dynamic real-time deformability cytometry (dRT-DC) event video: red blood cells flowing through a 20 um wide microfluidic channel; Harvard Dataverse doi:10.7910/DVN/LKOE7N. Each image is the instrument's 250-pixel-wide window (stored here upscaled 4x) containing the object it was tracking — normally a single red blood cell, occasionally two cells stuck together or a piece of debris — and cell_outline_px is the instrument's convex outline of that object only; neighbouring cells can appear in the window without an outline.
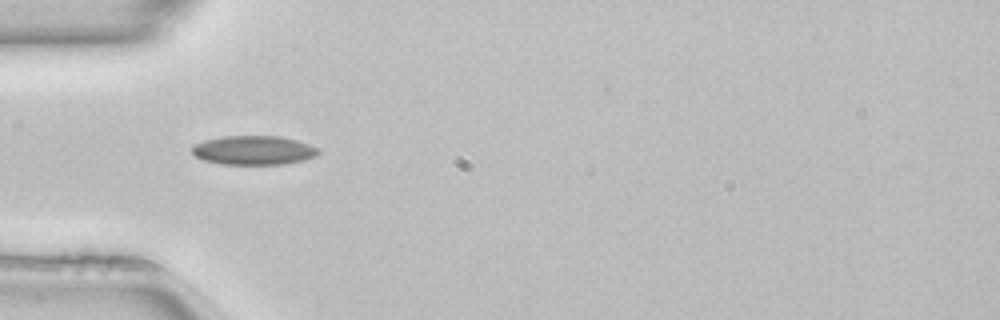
{"species": "common noctule bat (a hibernating species)", "species_latin": "Nyctalus noctula", "temperature_condition": "room temperature", "stored_images_in_passage": 36, "camera_frame_rate_fps": 3000, "um_per_image_px": 0.085, "animal": {"sex": "female", "body_mass_g": 22.7, "forearm_length_mm": 54.2}, "frame": {"image": 1, "passage_image": 1, "time_ms": 0.0, "image_size_px": [1000, 320], "cell_outline_px": [[320, 152], [316, 156], [304, 160], [284, 164], [220, 164], [204, 160], [196, 156], [188, 148], [192, 144], [204, 140], [224, 136], [280, 136], [296, 140], [320, 148]], "centroid_in_image_um": [21.54, 12.77], "position_along_channel_um": 63.5, "area_um2": 21.62}}
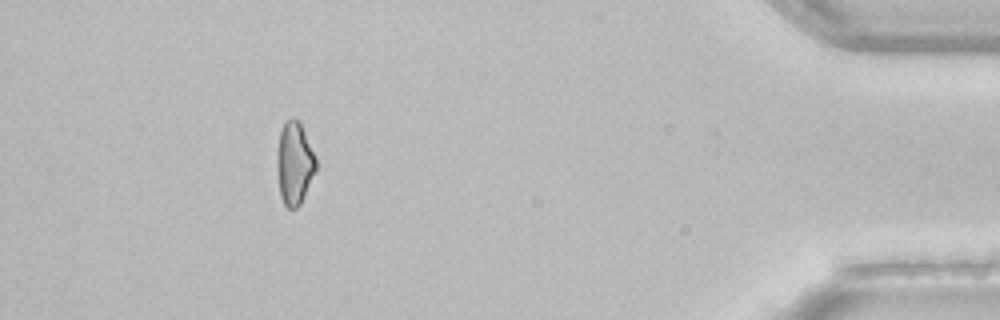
{"frame": {"image": 2, "passage_image": 31, "time_ms": 10.0, "image_size_px": [1000, 320], "cell_outline_px": [[316, 172], [300, 204], [296, 208], [288, 208], [284, 204], [280, 196], [276, 172], [276, 152], [280, 132], [284, 124], [292, 116], [300, 124], [316, 156]], "centroid_in_image_um": [25.01, 13.91], "position_along_channel_um": 410.2, "area_um2": 18.9}, "authors_computed_cell_mechanics": {"area_um2": 19.8543, "velocity_mm_per_s": 4.0685, "shape_relaxation_time_tau1_ms": null, "shape_relaxation_time_tau2_ms": 6.4724, "deformation_change_tau1": null, "deformation_change_tau2": 0.1354}}